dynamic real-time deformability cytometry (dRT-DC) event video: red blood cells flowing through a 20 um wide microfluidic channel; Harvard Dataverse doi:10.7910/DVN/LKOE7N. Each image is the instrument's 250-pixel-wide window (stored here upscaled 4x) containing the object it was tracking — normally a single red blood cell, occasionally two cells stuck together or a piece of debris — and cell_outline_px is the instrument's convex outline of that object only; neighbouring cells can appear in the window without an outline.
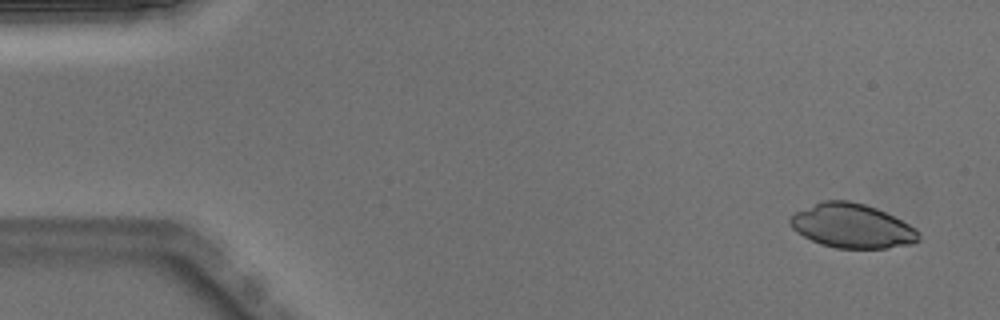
{"species": "Egyptian fruit bat (a non-hibernating species)", "species_latin": "Rousettus aegyptiacus", "temperature_condition": "warm", "stored_images_in_passage": 50, "camera_frame_rate_fps": 3000, "um_per_image_px": 0.085, "animal": {"sex": "male"}, "frame": {"image": 1, "passage_image": 3, "time_ms": 0.667, "image_size_px": [1000, 320], "cell_outline_px": [[920, 240], [916, 244], [888, 248], [836, 248], [820, 244], [796, 232], [788, 224], [788, 220], [796, 212], [824, 200], [848, 200], [864, 204], [876, 208], [916, 228], [920, 232]], "centroid_in_image_um": [72.45, 19.22], "position_along_channel_um": 12.6, "area_um2": 33.12}}
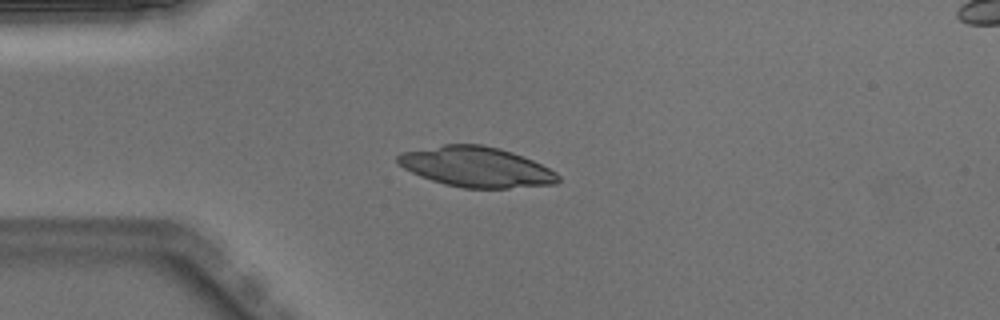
{"frame": {"image": 2, "passage_image": 13, "time_ms": 4.0, "image_size_px": [1000, 320], "cell_outline_px": [[560, 180], [556, 184], [508, 188], [464, 188], [444, 184], [420, 176], [404, 168], [396, 160], [396, 156], [400, 152], [444, 144], [480, 144], [500, 148], [512, 152], [532, 160], [556, 172], [560, 176]], "centroid_in_image_um": [40.47, 14.18], "position_along_channel_um": 44.5, "area_um2": 37.57}}